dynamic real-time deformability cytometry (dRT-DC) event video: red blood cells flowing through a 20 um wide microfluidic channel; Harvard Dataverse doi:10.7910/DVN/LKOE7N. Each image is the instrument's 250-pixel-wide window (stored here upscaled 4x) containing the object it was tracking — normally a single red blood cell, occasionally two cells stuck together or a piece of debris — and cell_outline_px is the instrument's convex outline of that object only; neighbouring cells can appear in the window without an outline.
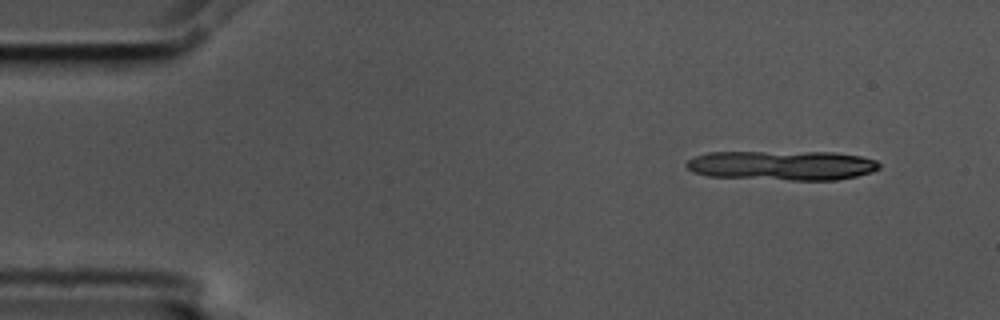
{"species": "common noctule bat (a hibernating species)", "species_latin": "Nyctalus noctula", "temperature_condition": "cold", "stored_images_in_passage": 4, "camera_frame_rate_fps": 3000, "um_per_image_px": 0.085, "animal": {"sex": "male", "body_mass_g": 17.5, "forearm_length_mm": 52.3}, "frame": {"image": 1, "passage_image": 1, "time_ms": 0.0, "image_size_px": [1000, 320], "cell_outline_px": [[880, 168], [872, 172], [856, 176], [836, 180], [792, 180], [708, 176], [692, 172], [684, 164], [688, 160], [696, 156], [708, 152], [832, 152], [860, 156], [876, 160], [880, 164]], "centroid_in_image_um": [66.48, 14.06], "position_along_channel_um": 18.5, "area_um2": 33.29}}